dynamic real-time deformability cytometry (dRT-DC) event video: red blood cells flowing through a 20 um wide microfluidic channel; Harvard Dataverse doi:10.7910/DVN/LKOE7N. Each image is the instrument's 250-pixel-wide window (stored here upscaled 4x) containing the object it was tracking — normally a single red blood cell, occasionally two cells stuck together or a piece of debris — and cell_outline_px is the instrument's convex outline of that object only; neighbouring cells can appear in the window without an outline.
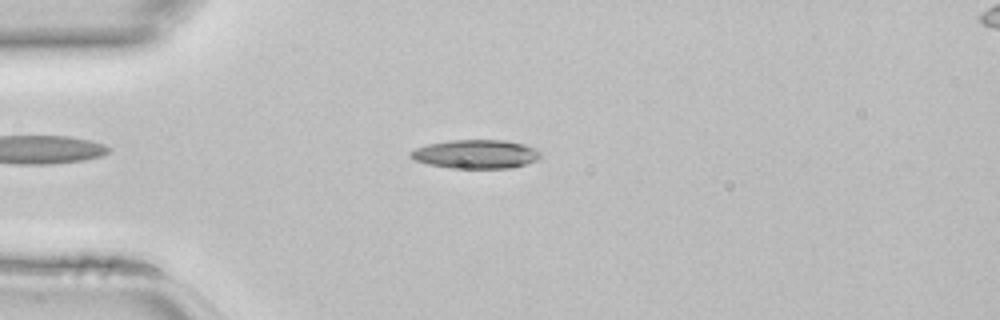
{"species": "common noctule bat (a hibernating species)", "species_latin": "Nyctalus noctula", "temperature_condition": "room temperature", "stored_images_in_passage": 40, "camera_frame_rate_fps": 3000, "um_per_image_px": 0.085, "animal": {"sex": "female", "body_mass_g": 22.7, "forearm_length_mm": 54.2}, "frame": {"image": 1, "passage_image": 7, "time_ms": 2.0, "image_size_px": [1000, 320], "cell_outline_px": [[540, 156], [536, 160], [512, 168], [452, 168], [428, 164], [416, 160], [408, 156], [408, 152], [416, 148], [428, 144], [448, 140], [504, 140], [524, 144], [540, 152]], "centroid_in_image_um": [40.4, 13.1], "position_along_channel_um": 44.6, "area_um2": 21.68}}
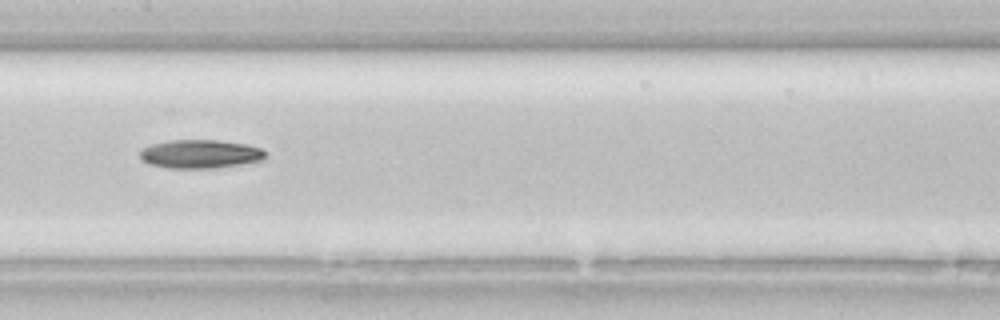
{"frame": {"image": 2, "passage_image": 18, "time_ms": 5.667, "image_size_px": [1000, 320], "cell_outline_px": [[268, 152], [264, 160], [216, 168], [168, 168], [148, 164], [140, 156], [140, 148], [152, 144], [172, 140], [220, 140], [248, 144], [260, 148]], "centroid_in_image_um": [17.05, 13.08], "position_along_channel_um": 190.3, "area_um2": 21.1}}
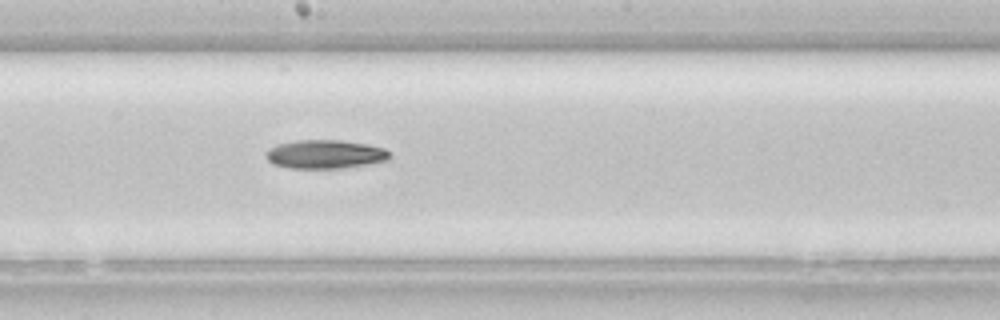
{"frame": {"image": 3, "passage_image": 20, "time_ms": 6.333, "image_size_px": [1000, 320], "cell_outline_px": [[392, 156], [388, 160], [344, 168], [288, 168], [272, 164], [268, 160], [268, 148], [276, 144], [296, 140], [340, 140], [368, 144], [384, 148]], "centroid_in_image_um": [27.64, 13.11], "position_along_channel_um": 220.6, "area_um2": 20.69}}